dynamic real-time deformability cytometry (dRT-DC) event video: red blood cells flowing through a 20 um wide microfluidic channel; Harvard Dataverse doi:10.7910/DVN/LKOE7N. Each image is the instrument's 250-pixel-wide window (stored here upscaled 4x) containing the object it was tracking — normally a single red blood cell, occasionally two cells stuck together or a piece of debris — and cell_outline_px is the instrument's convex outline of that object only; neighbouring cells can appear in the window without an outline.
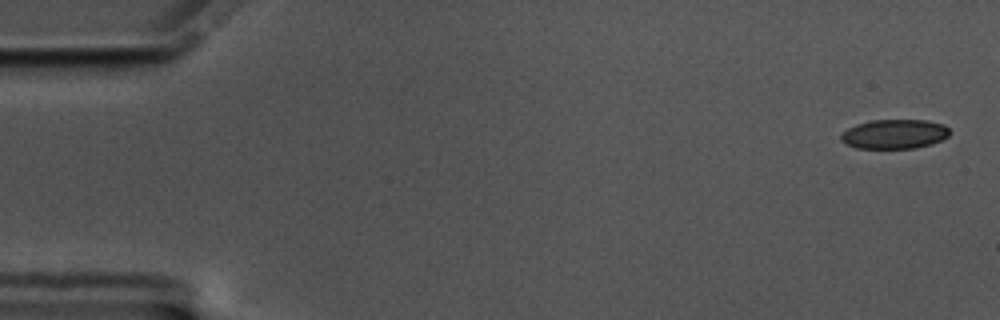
{"species": "common noctule bat (a hibernating species)", "species_latin": "Nyctalus noctula", "temperature_condition": "cold", "stored_images_in_passage": 57, "camera_frame_rate_fps": 3000, "um_per_image_px": 0.085, "animal": {"sex": "male", "body_mass_g": 17.5, "forearm_length_mm": 52.3}, "frame": {"image": 1, "passage_image": 1, "time_ms": 0.0, "image_size_px": [1000, 320], "cell_outline_px": [[948, 136], [932, 144], [916, 148], [856, 148], [840, 140], [840, 132], [856, 124], [872, 120], [924, 120], [944, 124], [948, 128]], "centroid_in_image_um": [75.99, 11.39], "position_along_channel_um": 9.0, "area_um2": 18.61}}
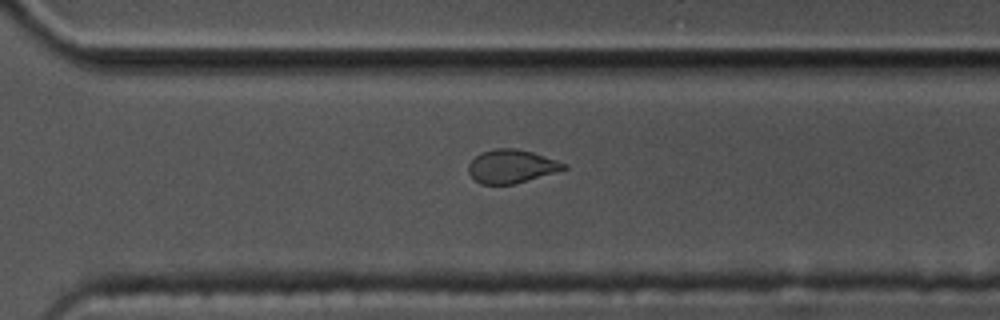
{"frame": {"image": 2, "passage_image": 40, "time_ms": 13.0, "image_size_px": [1000, 320], "cell_outline_px": [[568, 168], [516, 184], [480, 184], [468, 172], [468, 164], [480, 152], [496, 148], [516, 148], [532, 152], [568, 164]], "centroid_in_image_um": [43.47, 14.13], "position_along_channel_um": 327.1, "area_um2": 18.55}}
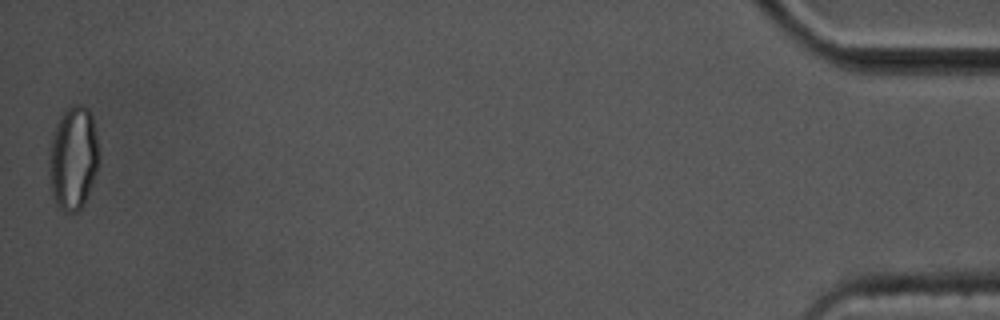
{"frame": {"image": 3, "passage_image": 57, "time_ms": 18.667, "image_size_px": [1000, 320], "cell_outline_px": [[100, 160], [96, 172], [84, 204], [76, 212], [64, 212], [56, 208], [52, 196], [48, 172], [48, 160], [52, 136], [56, 124], [60, 116], [68, 108], [76, 104], [80, 104], [88, 108], [92, 116], [100, 156]], "centroid_in_image_um": [6.2, 13.48], "position_along_channel_um": 429.0, "area_um2": 30.46}, "authors_computed_cell_mechanics": {"area_um2": 19.9988, "velocity_mm_per_s": 3.4561, "shape_relaxation_time_tau1_ms": null, "shape_relaxation_time_tau2_ms": 1.8246, "deformation_change_tau1": null, "deformation_change_tau2": 0.0778}}